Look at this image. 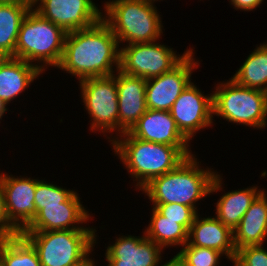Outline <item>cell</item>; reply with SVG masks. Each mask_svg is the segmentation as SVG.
<instances>
[{"mask_svg": "<svg viewBox=\"0 0 267 266\" xmlns=\"http://www.w3.org/2000/svg\"><path fill=\"white\" fill-rule=\"evenodd\" d=\"M114 64L119 70V42L103 19L89 28L66 34L64 52L58 66L61 70L77 76L81 81L113 75Z\"/></svg>", "mask_w": 267, "mask_h": 266, "instance_id": "obj_1", "label": "cell"}, {"mask_svg": "<svg viewBox=\"0 0 267 266\" xmlns=\"http://www.w3.org/2000/svg\"><path fill=\"white\" fill-rule=\"evenodd\" d=\"M194 155L187 157L174 170L152 179L141 191L157 204L178 203L192 207L210 193L222 190L221 176L209 168H199ZM216 173V174H215Z\"/></svg>", "mask_w": 267, "mask_h": 266, "instance_id": "obj_2", "label": "cell"}, {"mask_svg": "<svg viewBox=\"0 0 267 266\" xmlns=\"http://www.w3.org/2000/svg\"><path fill=\"white\" fill-rule=\"evenodd\" d=\"M120 137L121 140L118 137L110 140L111 144L128 172L136 178V186L140 190L152 179L174 170L187 157L193 155L189 146L144 141L133 137L129 132L120 134Z\"/></svg>", "mask_w": 267, "mask_h": 266, "instance_id": "obj_3", "label": "cell"}, {"mask_svg": "<svg viewBox=\"0 0 267 266\" xmlns=\"http://www.w3.org/2000/svg\"><path fill=\"white\" fill-rule=\"evenodd\" d=\"M102 19L109 25L118 42L150 43L160 38L161 17L153 2L147 0H112L104 4Z\"/></svg>", "mask_w": 267, "mask_h": 266, "instance_id": "obj_4", "label": "cell"}, {"mask_svg": "<svg viewBox=\"0 0 267 266\" xmlns=\"http://www.w3.org/2000/svg\"><path fill=\"white\" fill-rule=\"evenodd\" d=\"M96 230L21 232L36 249L42 266H81L96 243Z\"/></svg>", "mask_w": 267, "mask_h": 266, "instance_id": "obj_5", "label": "cell"}, {"mask_svg": "<svg viewBox=\"0 0 267 266\" xmlns=\"http://www.w3.org/2000/svg\"><path fill=\"white\" fill-rule=\"evenodd\" d=\"M66 32L30 9L21 22L15 58L30 64L40 61L58 67L64 52Z\"/></svg>", "mask_w": 267, "mask_h": 266, "instance_id": "obj_6", "label": "cell"}, {"mask_svg": "<svg viewBox=\"0 0 267 266\" xmlns=\"http://www.w3.org/2000/svg\"><path fill=\"white\" fill-rule=\"evenodd\" d=\"M213 115L253 128L267 125V93L238 85L234 80L219 83L213 93Z\"/></svg>", "mask_w": 267, "mask_h": 266, "instance_id": "obj_7", "label": "cell"}, {"mask_svg": "<svg viewBox=\"0 0 267 266\" xmlns=\"http://www.w3.org/2000/svg\"><path fill=\"white\" fill-rule=\"evenodd\" d=\"M128 44L120 48L119 70L125 74L150 79L171 71L193 49L177 55L172 48L159 43Z\"/></svg>", "mask_w": 267, "mask_h": 266, "instance_id": "obj_8", "label": "cell"}, {"mask_svg": "<svg viewBox=\"0 0 267 266\" xmlns=\"http://www.w3.org/2000/svg\"><path fill=\"white\" fill-rule=\"evenodd\" d=\"M115 75L79 81L85 108L93 119L90 129L92 132L100 130L104 134L118 131L119 108Z\"/></svg>", "mask_w": 267, "mask_h": 266, "instance_id": "obj_9", "label": "cell"}, {"mask_svg": "<svg viewBox=\"0 0 267 266\" xmlns=\"http://www.w3.org/2000/svg\"><path fill=\"white\" fill-rule=\"evenodd\" d=\"M33 6L42 18L61 27L66 33L89 28L103 16L92 0H34Z\"/></svg>", "mask_w": 267, "mask_h": 266, "instance_id": "obj_10", "label": "cell"}, {"mask_svg": "<svg viewBox=\"0 0 267 266\" xmlns=\"http://www.w3.org/2000/svg\"><path fill=\"white\" fill-rule=\"evenodd\" d=\"M193 51L171 71L146 80V104L148 109L169 111L182 91L191 82L192 70L198 67Z\"/></svg>", "mask_w": 267, "mask_h": 266, "instance_id": "obj_11", "label": "cell"}, {"mask_svg": "<svg viewBox=\"0 0 267 266\" xmlns=\"http://www.w3.org/2000/svg\"><path fill=\"white\" fill-rule=\"evenodd\" d=\"M169 112L177 128L190 142L196 131L213 123V94L205 96L194 83L190 82Z\"/></svg>", "mask_w": 267, "mask_h": 266, "instance_id": "obj_12", "label": "cell"}, {"mask_svg": "<svg viewBox=\"0 0 267 266\" xmlns=\"http://www.w3.org/2000/svg\"><path fill=\"white\" fill-rule=\"evenodd\" d=\"M0 184L10 221L22 232L34 219L37 179L17 178L0 173Z\"/></svg>", "mask_w": 267, "mask_h": 266, "instance_id": "obj_13", "label": "cell"}, {"mask_svg": "<svg viewBox=\"0 0 267 266\" xmlns=\"http://www.w3.org/2000/svg\"><path fill=\"white\" fill-rule=\"evenodd\" d=\"M89 215L81 204L77 192H75L64 203L43 205V209L35 215L32 222L22 232L95 230L74 226L76 223H86L90 218Z\"/></svg>", "mask_w": 267, "mask_h": 266, "instance_id": "obj_14", "label": "cell"}, {"mask_svg": "<svg viewBox=\"0 0 267 266\" xmlns=\"http://www.w3.org/2000/svg\"><path fill=\"white\" fill-rule=\"evenodd\" d=\"M118 95V132L123 134L131 128L148 110L146 104V79L116 70Z\"/></svg>", "mask_w": 267, "mask_h": 266, "instance_id": "obj_15", "label": "cell"}, {"mask_svg": "<svg viewBox=\"0 0 267 266\" xmlns=\"http://www.w3.org/2000/svg\"><path fill=\"white\" fill-rule=\"evenodd\" d=\"M162 247L146 236H120L106 249L108 266H158Z\"/></svg>", "mask_w": 267, "mask_h": 266, "instance_id": "obj_16", "label": "cell"}, {"mask_svg": "<svg viewBox=\"0 0 267 266\" xmlns=\"http://www.w3.org/2000/svg\"><path fill=\"white\" fill-rule=\"evenodd\" d=\"M129 133L138 139L171 146H189L169 111L148 109Z\"/></svg>", "mask_w": 267, "mask_h": 266, "instance_id": "obj_17", "label": "cell"}, {"mask_svg": "<svg viewBox=\"0 0 267 266\" xmlns=\"http://www.w3.org/2000/svg\"><path fill=\"white\" fill-rule=\"evenodd\" d=\"M188 242L192 246L219 251L232 262L235 259L233 231L216 217L201 218L200 220L197 214L188 232Z\"/></svg>", "mask_w": 267, "mask_h": 266, "instance_id": "obj_18", "label": "cell"}, {"mask_svg": "<svg viewBox=\"0 0 267 266\" xmlns=\"http://www.w3.org/2000/svg\"><path fill=\"white\" fill-rule=\"evenodd\" d=\"M38 65L14 57L0 64V100L5 106L45 71L44 65Z\"/></svg>", "mask_w": 267, "mask_h": 266, "instance_id": "obj_19", "label": "cell"}, {"mask_svg": "<svg viewBox=\"0 0 267 266\" xmlns=\"http://www.w3.org/2000/svg\"><path fill=\"white\" fill-rule=\"evenodd\" d=\"M263 191L251 203L233 231L235 249L263 245L267 236V196Z\"/></svg>", "mask_w": 267, "mask_h": 266, "instance_id": "obj_20", "label": "cell"}, {"mask_svg": "<svg viewBox=\"0 0 267 266\" xmlns=\"http://www.w3.org/2000/svg\"><path fill=\"white\" fill-rule=\"evenodd\" d=\"M263 190L256 186L238 189L222 195L216 204V218L232 231L238 226L251 203Z\"/></svg>", "mask_w": 267, "mask_h": 266, "instance_id": "obj_21", "label": "cell"}, {"mask_svg": "<svg viewBox=\"0 0 267 266\" xmlns=\"http://www.w3.org/2000/svg\"><path fill=\"white\" fill-rule=\"evenodd\" d=\"M33 4L0 3V50L15 58V46L22 20Z\"/></svg>", "mask_w": 267, "mask_h": 266, "instance_id": "obj_22", "label": "cell"}, {"mask_svg": "<svg viewBox=\"0 0 267 266\" xmlns=\"http://www.w3.org/2000/svg\"><path fill=\"white\" fill-rule=\"evenodd\" d=\"M231 79L242 87L267 93V42L248 56Z\"/></svg>", "mask_w": 267, "mask_h": 266, "instance_id": "obj_23", "label": "cell"}, {"mask_svg": "<svg viewBox=\"0 0 267 266\" xmlns=\"http://www.w3.org/2000/svg\"><path fill=\"white\" fill-rule=\"evenodd\" d=\"M151 221L144 235L153 240L162 248L166 246L182 247L188 242V231L179 224V220H171L161 215L154 207L152 209Z\"/></svg>", "mask_w": 267, "mask_h": 266, "instance_id": "obj_24", "label": "cell"}, {"mask_svg": "<svg viewBox=\"0 0 267 266\" xmlns=\"http://www.w3.org/2000/svg\"><path fill=\"white\" fill-rule=\"evenodd\" d=\"M2 266H42L36 249L22 235L0 242Z\"/></svg>", "mask_w": 267, "mask_h": 266, "instance_id": "obj_25", "label": "cell"}, {"mask_svg": "<svg viewBox=\"0 0 267 266\" xmlns=\"http://www.w3.org/2000/svg\"><path fill=\"white\" fill-rule=\"evenodd\" d=\"M177 255L185 266H217L224 254L214 249L192 246L187 242Z\"/></svg>", "mask_w": 267, "mask_h": 266, "instance_id": "obj_26", "label": "cell"}, {"mask_svg": "<svg viewBox=\"0 0 267 266\" xmlns=\"http://www.w3.org/2000/svg\"><path fill=\"white\" fill-rule=\"evenodd\" d=\"M75 192L67 190L46 181L37 180L34 203L36 214L43 205L61 204L66 202Z\"/></svg>", "mask_w": 267, "mask_h": 266, "instance_id": "obj_27", "label": "cell"}, {"mask_svg": "<svg viewBox=\"0 0 267 266\" xmlns=\"http://www.w3.org/2000/svg\"><path fill=\"white\" fill-rule=\"evenodd\" d=\"M154 208L167 219L179 220L188 232L198 214L192 207L178 203L157 204Z\"/></svg>", "mask_w": 267, "mask_h": 266, "instance_id": "obj_28", "label": "cell"}, {"mask_svg": "<svg viewBox=\"0 0 267 266\" xmlns=\"http://www.w3.org/2000/svg\"><path fill=\"white\" fill-rule=\"evenodd\" d=\"M263 245L246 246L236 250L234 266H267V250Z\"/></svg>", "mask_w": 267, "mask_h": 266, "instance_id": "obj_29", "label": "cell"}, {"mask_svg": "<svg viewBox=\"0 0 267 266\" xmlns=\"http://www.w3.org/2000/svg\"><path fill=\"white\" fill-rule=\"evenodd\" d=\"M21 234V231L10 221L2 186L0 184V242L6 241Z\"/></svg>", "mask_w": 267, "mask_h": 266, "instance_id": "obj_30", "label": "cell"}, {"mask_svg": "<svg viewBox=\"0 0 267 266\" xmlns=\"http://www.w3.org/2000/svg\"><path fill=\"white\" fill-rule=\"evenodd\" d=\"M231 4L235 9H241L243 11H252L259 7L263 0H231Z\"/></svg>", "mask_w": 267, "mask_h": 266, "instance_id": "obj_31", "label": "cell"}, {"mask_svg": "<svg viewBox=\"0 0 267 266\" xmlns=\"http://www.w3.org/2000/svg\"><path fill=\"white\" fill-rule=\"evenodd\" d=\"M161 266H185L183 260L176 254L173 258H171L167 263Z\"/></svg>", "mask_w": 267, "mask_h": 266, "instance_id": "obj_32", "label": "cell"}, {"mask_svg": "<svg viewBox=\"0 0 267 266\" xmlns=\"http://www.w3.org/2000/svg\"><path fill=\"white\" fill-rule=\"evenodd\" d=\"M2 4H33L34 0H0Z\"/></svg>", "mask_w": 267, "mask_h": 266, "instance_id": "obj_33", "label": "cell"}, {"mask_svg": "<svg viewBox=\"0 0 267 266\" xmlns=\"http://www.w3.org/2000/svg\"><path fill=\"white\" fill-rule=\"evenodd\" d=\"M7 111L5 104L0 100V119L2 120V116Z\"/></svg>", "mask_w": 267, "mask_h": 266, "instance_id": "obj_34", "label": "cell"}, {"mask_svg": "<svg viewBox=\"0 0 267 266\" xmlns=\"http://www.w3.org/2000/svg\"><path fill=\"white\" fill-rule=\"evenodd\" d=\"M7 58L8 56L0 50V64L4 62Z\"/></svg>", "mask_w": 267, "mask_h": 266, "instance_id": "obj_35", "label": "cell"}, {"mask_svg": "<svg viewBox=\"0 0 267 266\" xmlns=\"http://www.w3.org/2000/svg\"><path fill=\"white\" fill-rule=\"evenodd\" d=\"M94 260L93 259H89L86 263H84L83 265L81 266H96L94 265Z\"/></svg>", "mask_w": 267, "mask_h": 266, "instance_id": "obj_36", "label": "cell"}, {"mask_svg": "<svg viewBox=\"0 0 267 266\" xmlns=\"http://www.w3.org/2000/svg\"><path fill=\"white\" fill-rule=\"evenodd\" d=\"M147 1H149V2H153V3L155 2V0H147ZM156 1H158V0H156Z\"/></svg>", "mask_w": 267, "mask_h": 266, "instance_id": "obj_37", "label": "cell"}]
</instances>
